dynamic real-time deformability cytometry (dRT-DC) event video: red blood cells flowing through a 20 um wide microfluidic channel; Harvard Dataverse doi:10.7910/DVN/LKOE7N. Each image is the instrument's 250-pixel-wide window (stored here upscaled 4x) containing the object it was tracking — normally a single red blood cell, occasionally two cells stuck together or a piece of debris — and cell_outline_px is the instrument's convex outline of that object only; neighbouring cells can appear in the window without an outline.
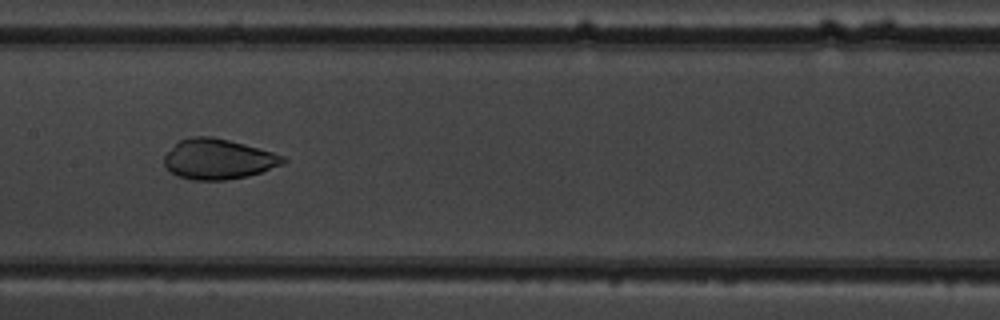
{"species": "common noctule bat (a hibernating species)", "species_latin": "Nyctalus noctula", "temperature_condition": "warm", "stored_images_in_passage": 9, "camera_frame_rate_fps": 3000, "um_per_image_px": 0.085, "animal": {"sex": "male", "body_mass_g": 19.5, "forearm_length_mm": 54.6}, "frame": {"image": 1, "passage_image": 7, "time_ms": 6.667, "image_size_px": [1000, 320], "cell_outline_px": [[288, 160], [284, 164], [248, 176], [224, 180], [192, 180], [176, 176], [164, 164], [164, 156], [180, 140], [192, 136], [212, 136], [244, 144], [272, 152], [284, 156]], "centroid_in_image_um": [18.56, 13.53], "position_along_channel_um": 188.8, "area_um2": 27.74}}
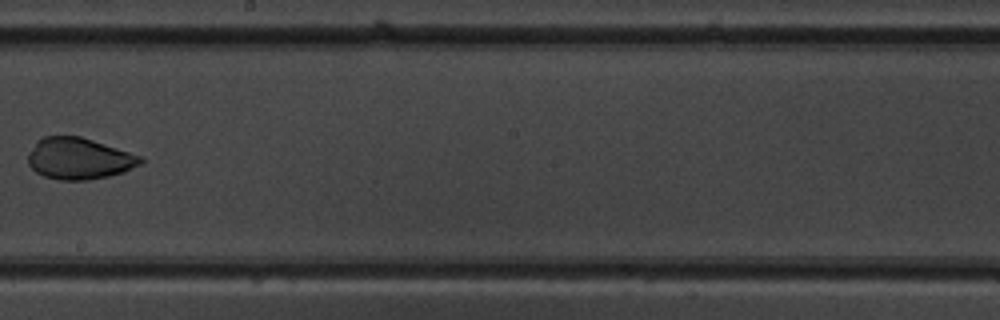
{"frame": {"image": 2, "passage_image": 8, "time_ms": 8.0, "image_size_px": [1000, 320], "cell_outline_px": [[144, 160], [140, 164], [124, 172], [108, 176], [88, 180], [60, 180], [44, 176], [36, 172], [28, 164], [28, 152], [44, 136], [80, 136], [140, 156]], "centroid_in_image_um": [6.7, 13.49], "position_along_channel_um": 241.5, "area_um2": 26.82}}
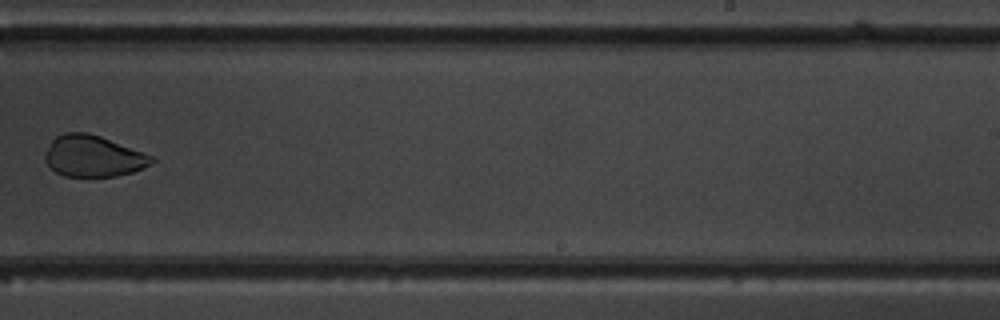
{"frame": {"image": 3, "passage_image": 9, "time_ms": 9.0, "image_size_px": [1000, 320], "cell_outline_px": [[156, 160], [132, 172], [116, 176], [64, 176], [56, 172], [44, 160], [44, 152], [52, 140], [56, 136], [64, 132], [88, 132], [100, 136], [152, 156]], "centroid_in_image_um": [7.86, 13.26], "position_along_channel_um": 281.1, "area_um2": 25.37}}